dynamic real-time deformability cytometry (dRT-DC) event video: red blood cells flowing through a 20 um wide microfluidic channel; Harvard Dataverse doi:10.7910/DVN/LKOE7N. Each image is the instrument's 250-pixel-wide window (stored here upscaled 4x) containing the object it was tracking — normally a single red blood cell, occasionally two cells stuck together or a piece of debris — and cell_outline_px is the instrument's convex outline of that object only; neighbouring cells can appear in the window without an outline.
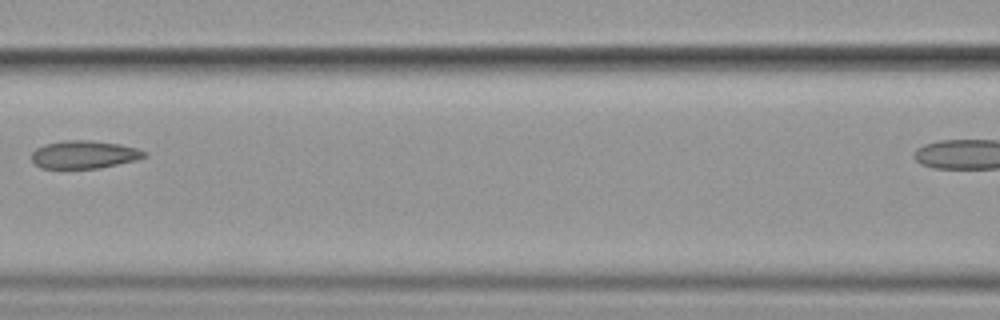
{"species": "common noctule bat (a hibernating species)", "species_latin": "Nyctalus noctula", "temperature_condition": "cold", "stored_images_in_passage": 9, "camera_frame_rate_fps": 3000, "um_per_image_px": 0.085, "animal": {"sex": "female", "body_mass_g": 19.9}, "frame": {"image": 1, "passage_image": 4, "time_ms": 3.667, "image_size_px": [1000, 320], "cell_outline_px": [[148, 156], [136, 160], [100, 168], [40, 168], [32, 160], [32, 152], [36, 148], [44, 144], [64, 140], [92, 140], [120, 144], [136, 148], [148, 152]], "centroid_in_image_um": [7.17, 13.13], "position_along_channel_um": 159.4, "area_um2": 18.44}}
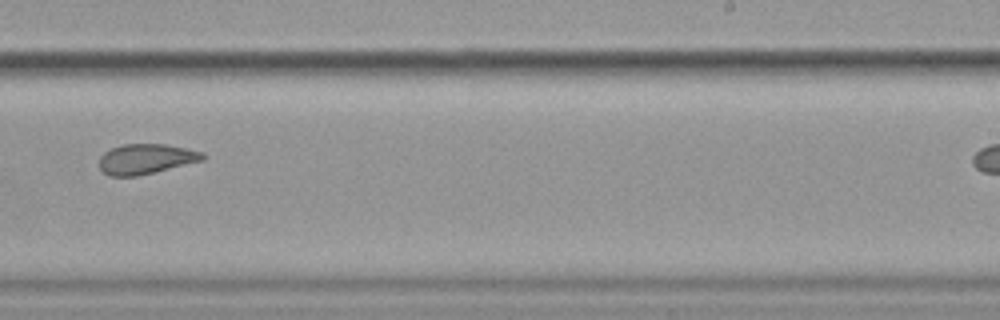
{"frame": {"image": 2, "passage_image": 7, "time_ms": 7.0, "image_size_px": [1000, 320], "cell_outline_px": [[208, 156], [204, 160], [136, 176], [108, 176], [100, 168], [100, 156], [104, 152], [112, 148], [124, 144], [164, 144], [204, 152]], "centroid_in_image_um": [12.42, 13.51], "position_along_channel_um": 276.6, "area_um2": 18.03}}
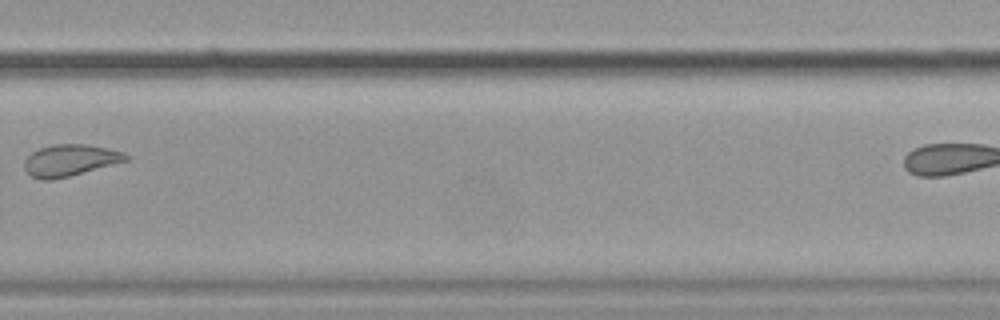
{"frame": {"image": 3, "passage_image": 8, "time_ms": 8.333, "image_size_px": [1000, 320], "cell_outline_px": [[132, 156], [128, 160], [68, 176], [52, 180], [40, 180], [28, 176], [24, 168], [24, 160], [32, 152], [40, 148], [52, 144], [88, 144], [108, 148], [124, 152]], "centroid_in_image_um": [5.93, 13.62], "position_along_channel_um": 323.9, "area_um2": 18.84}}